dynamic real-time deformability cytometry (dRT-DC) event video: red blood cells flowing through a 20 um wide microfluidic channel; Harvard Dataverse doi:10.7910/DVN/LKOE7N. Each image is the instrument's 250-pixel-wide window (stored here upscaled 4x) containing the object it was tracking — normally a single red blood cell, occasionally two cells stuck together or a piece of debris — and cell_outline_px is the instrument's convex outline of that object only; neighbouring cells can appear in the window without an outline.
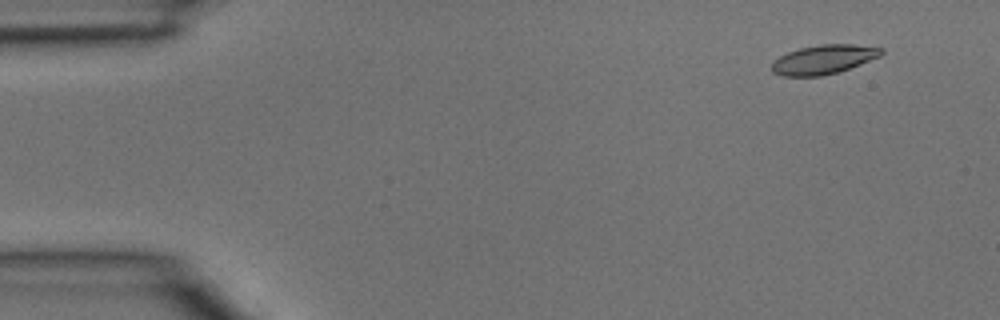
{"species": "common noctule bat (a hibernating species)", "species_latin": "Nyctalus noctula", "temperature_condition": "room temperature", "stored_images_in_passage": 3, "camera_frame_rate_fps": 3000, "um_per_image_px": 0.085, "animal": {"sex": "male", "body_mass_g": 15.6}, "frame": {"image": 1, "passage_image": 1, "time_ms": 0.0, "image_size_px": [1000, 320], "cell_outline_px": [[884, 52], [880, 56], [840, 72], [820, 76], [780, 76], [772, 72], [772, 60], [788, 52], [800, 48], [820, 44], [852, 44], [884, 48]], "centroid_in_image_um": [69.99, 5.06], "position_along_channel_um": 15.0, "area_um2": 18.73}}